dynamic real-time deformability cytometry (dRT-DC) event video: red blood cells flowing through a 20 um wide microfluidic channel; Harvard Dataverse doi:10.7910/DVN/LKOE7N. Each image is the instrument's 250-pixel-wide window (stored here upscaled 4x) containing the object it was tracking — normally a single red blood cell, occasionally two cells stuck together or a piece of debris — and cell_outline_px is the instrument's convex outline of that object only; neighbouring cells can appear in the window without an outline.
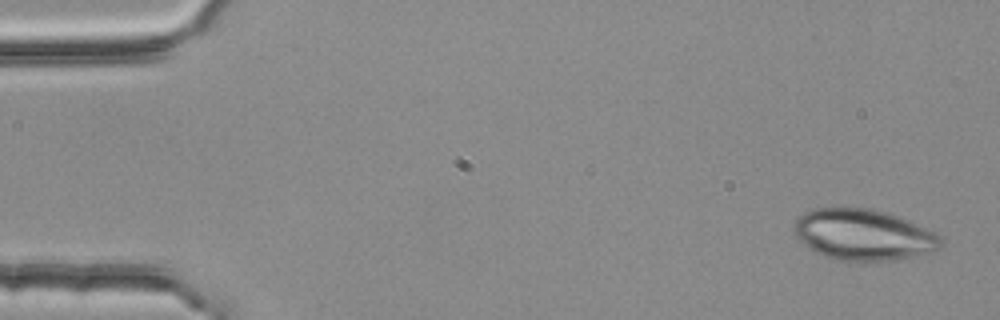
{"species": "common noctule bat (a hibernating species)", "species_latin": "Nyctalus noctula", "temperature_condition": "room temperature", "stored_images_in_passage": 6, "camera_frame_rate_fps": 3000, "um_per_image_px": 0.085, "animal": {"sex": "female", "body_mass_g": 25.1}, "frame": {"image": 1, "passage_image": 1, "time_ms": 0.0, "image_size_px": [1000, 320], "cell_outline_px": [[944, 240], [932, 252], [916, 256], [892, 260], [840, 260], [824, 256], [816, 252], [800, 240], [792, 232], [792, 228], [796, 220], [804, 212], [816, 208], [872, 208], [888, 212], [900, 216], [936, 232]], "centroid_in_image_um": [73.4, 19.93], "position_along_channel_um": 11.6, "area_um2": 43.64}}